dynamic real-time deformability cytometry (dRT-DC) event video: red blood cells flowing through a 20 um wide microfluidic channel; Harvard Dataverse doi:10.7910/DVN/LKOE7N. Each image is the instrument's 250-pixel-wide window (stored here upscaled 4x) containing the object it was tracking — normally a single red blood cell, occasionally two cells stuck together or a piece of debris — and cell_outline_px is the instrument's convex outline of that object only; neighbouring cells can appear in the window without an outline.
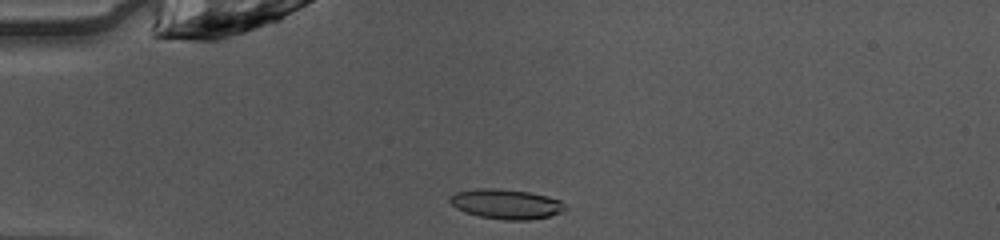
{"species": "common noctule bat (a hibernating species)", "species_latin": "Nyctalus noctula", "temperature_condition": "warm", "stored_images_in_passage": 37, "camera_frame_rate_fps": 3000, "um_per_image_px": 0.085, "animal": {"sex": "female", "body_mass_g": 10.0, "forearm_length_mm": 53.1}, "frame": {"image": 1, "passage_image": 1, "time_ms": 0.0, "image_size_px": [1000, 240], "cell_outline_px": [[568, 208], [564, 212], [552, 216], [528, 220], [504, 220], [480, 216], [464, 212], [456, 208], [448, 200], [448, 196], [456, 192], [476, 188], [500, 188], [528, 192], [548, 196], [560, 200]], "centroid_in_image_um": [43.04, 17.34], "position_along_channel_um": 42.0, "area_um2": 20.35}}
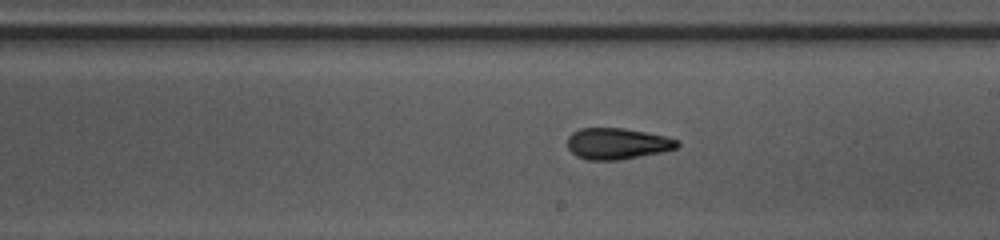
{"frame": {"image": 2, "passage_image": 17, "time_ms": 5.333, "image_size_px": [1000, 240], "cell_outline_px": [[680, 144], [676, 148], [664, 152], [620, 160], [588, 160], [576, 156], [568, 148], [568, 136], [572, 132], [580, 128], [624, 128], [664, 136], [680, 140]], "centroid_in_image_um": [52.47, 12.21], "position_along_channel_um": 236.5, "area_um2": 20.11}}
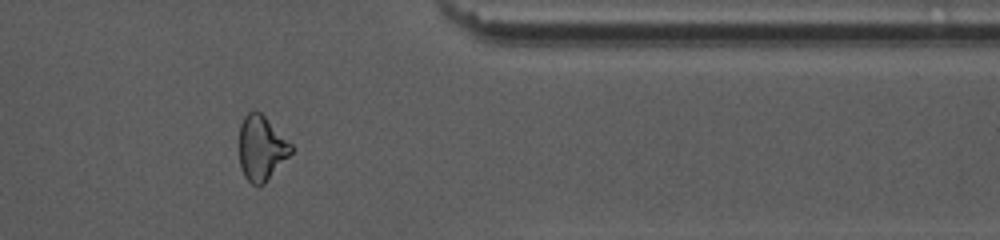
{"frame": {"image": 3, "passage_image": 29, "time_ms": 9.333, "image_size_px": [1000, 240], "cell_outline_px": [[292, 152], [264, 184], [252, 184], [244, 176], [240, 168], [240, 124], [244, 116], [252, 108], [260, 112], [292, 144]], "centroid_in_image_um": [22.2, 12.56], "position_along_channel_um": 389.2, "area_um2": 19.42}, "authors_computed_cell_mechanics": {"area_um2": 20.1722, "velocity_mm_per_s": 4.1055, "shape_relaxation_time_tau1_ms": 8.1994, "shape_relaxation_time_tau2_ms": 1.9625, "deformation_change_tau1": 0.1963, "deformation_change_tau2": 0.0956}}